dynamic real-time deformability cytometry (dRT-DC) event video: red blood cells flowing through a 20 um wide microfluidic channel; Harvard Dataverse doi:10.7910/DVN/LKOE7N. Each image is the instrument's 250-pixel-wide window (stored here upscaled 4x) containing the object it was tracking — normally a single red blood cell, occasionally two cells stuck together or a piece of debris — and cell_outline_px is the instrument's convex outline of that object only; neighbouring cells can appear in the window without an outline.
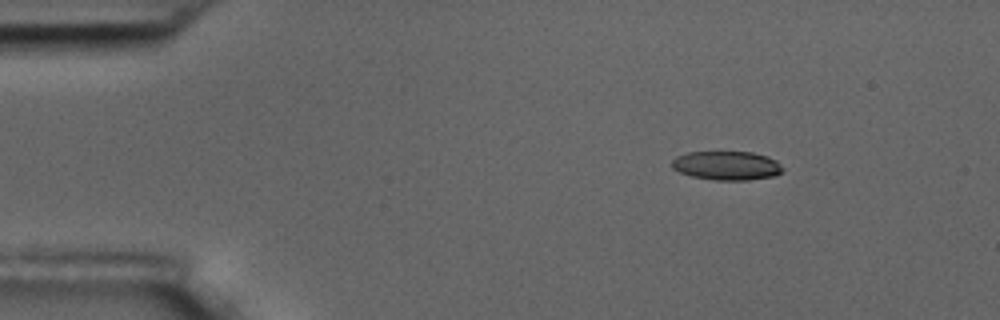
{"species": "common noctule bat (a hibernating species)", "species_latin": "Nyctalus noctula", "temperature_condition": "room temperature", "stored_images_in_passage": 49, "camera_frame_rate_fps": 3000, "um_per_image_px": 0.085, "animal": {"sex": "male", "body_mass_g": 17.5, "forearm_length_mm": 52.3}, "frame": {"image": 1, "passage_image": 1, "time_ms": 0.0, "image_size_px": [1000, 320], "cell_outline_px": [[784, 168], [776, 176], [748, 180], [716, 180], [692, 176], [680, 172], [672, 168], [672, 160], [676, 156], [688, 152], [752, 152], [768, 156], [776, 160]], "centroid_in_image_um": [61.79, 14.07], "position_along_channel_um": 23.2, "area_um2": 18.73}}
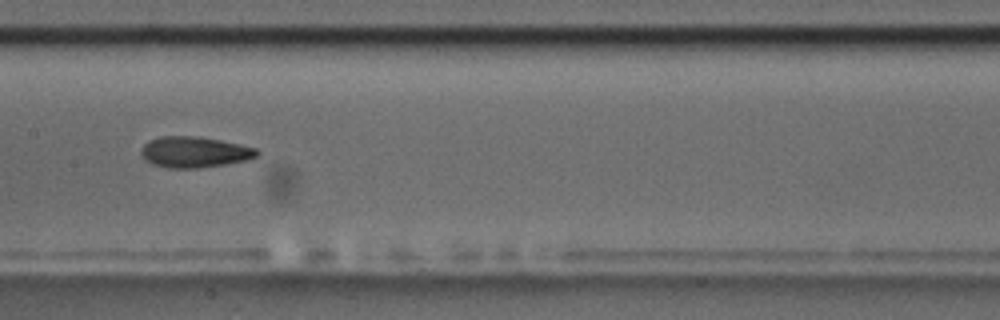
{"frame": {"image": 2, "passage_image": 21, "time_ms": 6.667, "image_size_px": [1000, 320], "cell_outline_px": [[260, 152], [256, 156], [248, 160], [224, 164], [196, 168], [168, 168], [152, 164], [144, 160], [140, 152], [140, 148], [148, 140], [160, 136], [200, 136], [240, 144], [256, 148]], "centroid_in_image_um": [16.49, 12.92], "position_along_channel_um": 190.9, "area_um2": 21.04}}
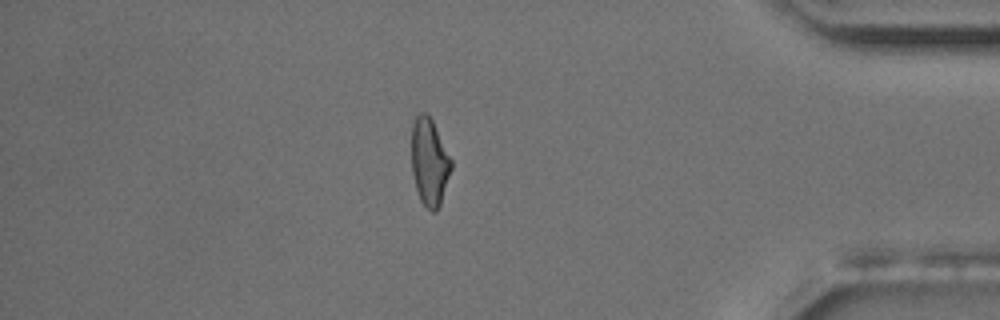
{"frame": {"image": 3, "passage_image": 41, "time_ms": 13.333, "image_size_px": [1000, 320], "cell_outline_px": [[452, 168], [440, 204], [436, 212], [432, 212], [420, 200], [416, 188], [412, 172], [412, 124], [416, 116], [420, 112], [428, 112], [452, 160]], "centroid_in_image_um": [36.5, 13.75], "position_along_channel_um": 398.7, "area_um2": 20.11}, "authors_computed_cell_mechanics": {"area_um2": 20.2878, "velocity_mm_per_s": 3.6399, "shape_relaxation_time_tau1_ms": 4.5537, "shape_relaxation_time_tau2_ms": 1.7027, "deformation_change_tau1": 0.1672, "deformation_change_tau2": 0.0964}}